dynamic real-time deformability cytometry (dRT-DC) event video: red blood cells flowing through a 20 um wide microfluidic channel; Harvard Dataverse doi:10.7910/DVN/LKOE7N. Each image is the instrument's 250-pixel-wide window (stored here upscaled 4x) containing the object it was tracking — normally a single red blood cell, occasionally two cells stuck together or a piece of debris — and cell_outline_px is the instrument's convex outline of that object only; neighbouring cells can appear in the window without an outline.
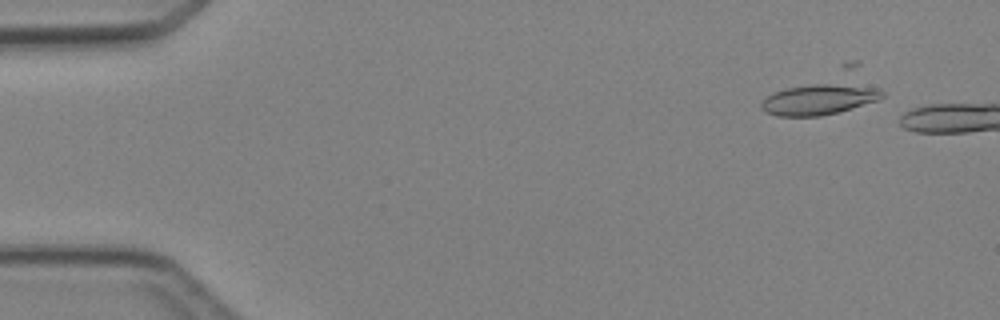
{"species": "Egyptian fruit bat (a non-hibernating species)", "species_latin": "Rousettus aegyptiacus", "temperature_condition": "cold", "stored_images_in_passage": 3, "camera_frame_rate_fps": 3000, "um_per_image_px": 0.085, "animal": {"sex": "female"}, "frame": {"image": 1, "passage_image": 1, "time_ms": 0.0, "image_size_px": [1000, 320], "cell_outline_px": [[884, 96], [880, 100], [836, 112], [820, 116], [776, 116], [764, 112], [760, 108], [760, 104], [772, 92], [784, 88], [812, 84], [848, 84], [880, 88], [884, 92]], "centroid_in_image_um": [69.59, 8.45], "position_along_channel_um": 15.4, "area_um2": 21.62}}